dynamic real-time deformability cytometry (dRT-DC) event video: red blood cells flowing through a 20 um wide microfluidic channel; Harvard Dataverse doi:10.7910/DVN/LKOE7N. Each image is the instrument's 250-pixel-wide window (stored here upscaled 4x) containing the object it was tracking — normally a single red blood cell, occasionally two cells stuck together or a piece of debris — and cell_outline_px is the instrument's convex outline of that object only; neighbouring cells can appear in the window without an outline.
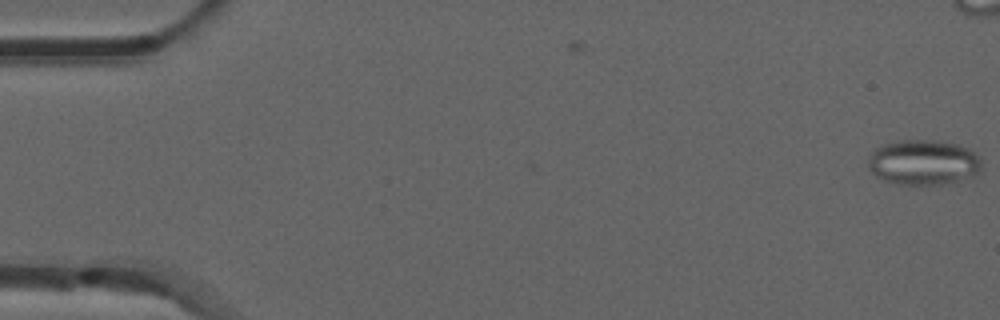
{"species": "common noctule bat (a hibernating species)", "species_latin": "Nyctalus noctula", "temperature_condition": "room temperature", "stored_images_in_passage": 5, "camera_frame_rate_fps": 3000, "um_per_image_px": 0.085, "animal": {"sex": "male", "forearm_length_mm": 52.5}, "frame": {"image": 1, "passage_image": 5, "time_ms": 1.333, "image_size_px": [1000, 320], "cell_outline_px": [[980, 168], [972, 176], [940, 184], [900, 184], [884, 180], [876, 176], [868, 168], [868, 160], [872, 152], [880, 144], [896, 140], [936, 140], [956, 144], [968, 148], [980, 156]], "centroid_in_image_um": [78.44, 13.77], "position_along_channel_um": 6.6, "area_um2": 29.71}}